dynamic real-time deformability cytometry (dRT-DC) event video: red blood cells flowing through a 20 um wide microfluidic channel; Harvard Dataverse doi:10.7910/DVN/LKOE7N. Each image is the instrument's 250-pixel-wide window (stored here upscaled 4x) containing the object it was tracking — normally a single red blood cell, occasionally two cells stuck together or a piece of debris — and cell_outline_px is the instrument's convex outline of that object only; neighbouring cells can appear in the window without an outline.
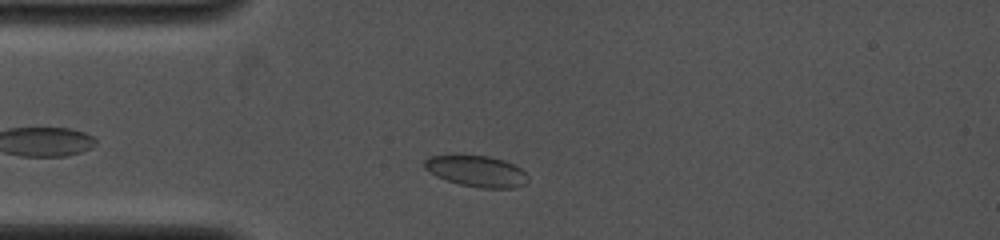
{"species": "common noctule bat (a hibernating species)", "species_latin": "Nyctalus noctula", "temperature_condition": "cold", "stored_images_in_passage": 27, "camera_frame_rate_fps": 4000, "um_per_image_px": 0.085, "animal": {"sex": "female", "body_mass_g": 19.0, "forearm_length_mm": 53.3}, "frame": {"image": 1, "passage_image": 2, "time_ms": 0.5, "image_size_px": [1000, 240], "cell_outline_px": [[528, 180], [524, 184], [516, 188], [480, 188], [460, 184], [436, 176], [424, 168], [424, 160], [428, 156], [488, 156], [504, 160], [520, 168], [528, 176]], "centroid_in_image_um": [40.52, 14.56], "position_along_channel_um": 44.5, "area_um2": 18.55}}
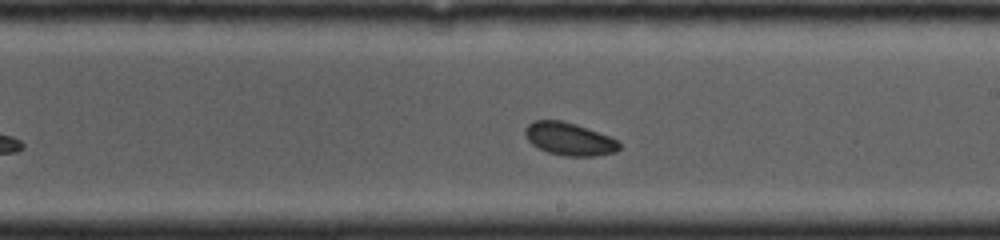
{"frame": {"image": 2, "passage_image": 15, "time_ms": 5.5, "image_size_px": [1000, 240], "cell_outline_px": [[620, 148], [616, 152], [596, 156], [568, 156], [548, 152], [532, 144], [524, 136], [524, 128], [532, 120], [560, 120], [576, 124], [620, 140]], "centroid_in_image_um": [48.39, 11.8], "position_along_channel_um": 240.6, "area_um2": 18.09}}
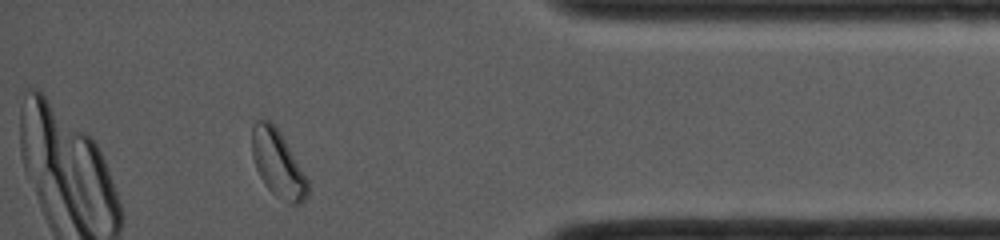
{"frame": {"image": 3, "passage_image": 27, "time_ms": 10.0, "image_size_px": [1000, 240], "cell_outline_px": [[308, 196], [300, 204], [288, 204], [280, 200], [264, 184], [256, 168], [252, 156], [252, 124], [256, 120], [268, 120], [280, 132], [308, 180]], "centroid_in_image_um": [23.61, 13.95], "position_along_channel_um": 411.6, "area_um2": 21.56}}